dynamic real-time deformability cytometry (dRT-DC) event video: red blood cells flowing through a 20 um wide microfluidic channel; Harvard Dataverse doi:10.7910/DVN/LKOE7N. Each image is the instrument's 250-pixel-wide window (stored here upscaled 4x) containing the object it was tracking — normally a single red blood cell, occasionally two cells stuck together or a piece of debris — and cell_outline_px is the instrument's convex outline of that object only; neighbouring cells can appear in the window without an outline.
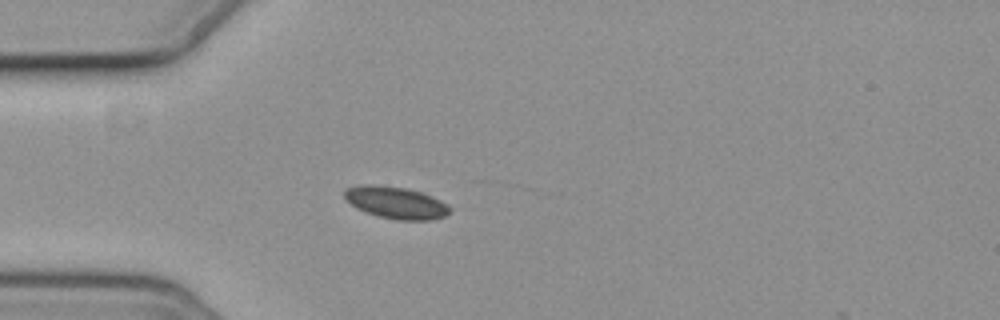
{"species": "common noctule bat (a hibernating species)", "species_latin": "Nyctalus noctula", "temperature_condition": "cold", "stored_images_in_passage": 5, "camera_frame_rate_fps": 3000, "um_per_image_px": 0.085, "animal": {"sex": "female", "body_mass_g": 19.3, "forearm_length_mm": 54.1}, "frame": {"image": 1, "passage_image": 5, "time_ms": 4.667, "image_size_px": [1000, 320], "cell_outline_px": [[452, 208], [444, 216], [432, 220], [396, 220], [380, 216], [356, 208], [344, 196], [344, 192], [348, 188], [360, 184], [372, 184], [408, 188], [432, 196], [448, 204]], "centroid_in_image_um": [33.68, 17.21], "position_along_channel_um": 51.3, "area_um2": 19.54}}